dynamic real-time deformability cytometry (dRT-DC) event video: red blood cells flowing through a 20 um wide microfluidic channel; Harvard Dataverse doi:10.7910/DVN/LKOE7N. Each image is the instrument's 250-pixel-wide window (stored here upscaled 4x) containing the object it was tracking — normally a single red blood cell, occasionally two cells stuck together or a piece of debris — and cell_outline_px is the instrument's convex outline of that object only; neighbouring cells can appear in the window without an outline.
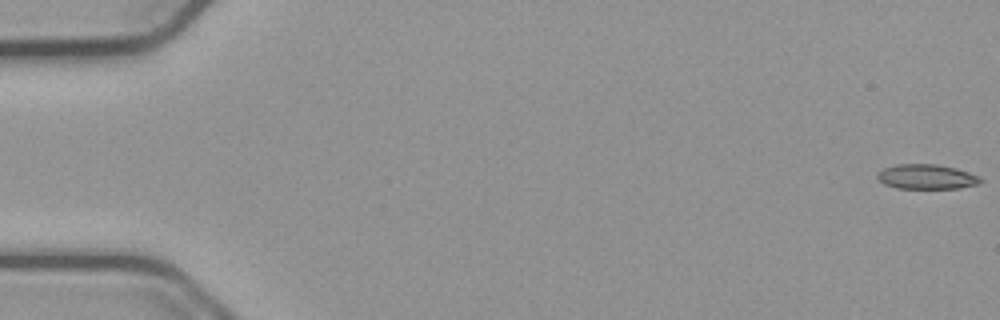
{"species": "common noctule bat (a hibernating species)", "species_latin": "Nyctalus noctula", "temperature_condition": "cold", "stored_images_in_passage": 55, "camera_frame_rate_fps": 3000, "um_per_image_px": 0.085, "animal": {"sex": "male", "body_mass_g": 23.1, "forearm_length_mm": 52.7}, "frame": {"image": 1, "passage_image": 1, "time_ms": 0.0, "image_size_px": [1000, 320], "cell_outline_px": [[984, 180], [980, 184], [956, 188], [896, 188], [884, 184], [876, 176], [884, 168], [896, 164], [936, 164], [956, 168], [968, 172]], "centroid_in_image_um": [78.76, 15.02], "position_along_channel_um": 6.2, "area_um2": 14.74}}
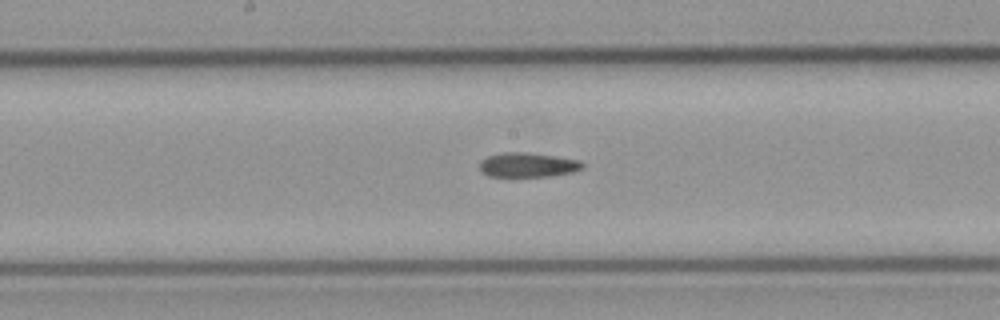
{"frame": {"image": 2, "passage_image": 29, "time_ms": 9.333, "image_size_px": [1000, 320], "cell_outline_px": [[584, 168], [572, 172], [548, 176], [512, 180], [488, 176], [480, 172], [480, 160], [488, 156], [504, 152], [524, 152], [556, 156], [580, 160], [584, 164]], "centroid_in_image_um": [44.8, 14.07], "position_along_channel_um": 203.4, "area_um2": 15.55}}
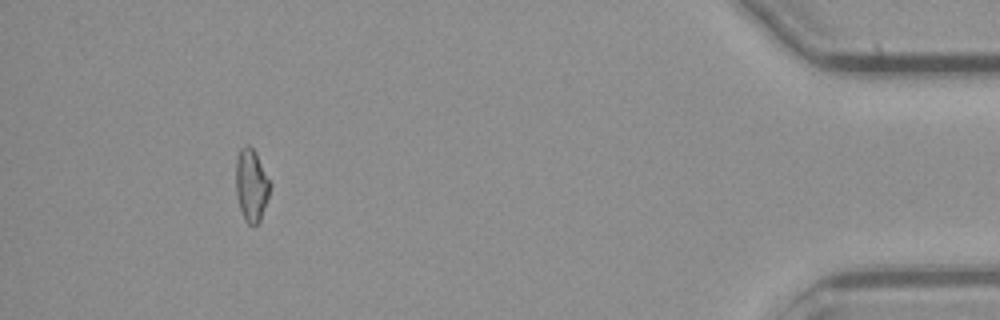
{"frame": {"image": 3, "passage_image": 51, "time_ms": 16.667, "image_size_px": [1000, 320], "cell_outline_px": [[272, 184], [260, 220], [256, 224], [248, 224], [244, 220], [240, 208], [236, 192], [236, 160], [240, 148], [244, 144], [248, 144], [256, 152]], "centroid_in_image_um": [21.37, 15.7], "position_along_channel_um": 413.8, "area_um2": 14.45}}